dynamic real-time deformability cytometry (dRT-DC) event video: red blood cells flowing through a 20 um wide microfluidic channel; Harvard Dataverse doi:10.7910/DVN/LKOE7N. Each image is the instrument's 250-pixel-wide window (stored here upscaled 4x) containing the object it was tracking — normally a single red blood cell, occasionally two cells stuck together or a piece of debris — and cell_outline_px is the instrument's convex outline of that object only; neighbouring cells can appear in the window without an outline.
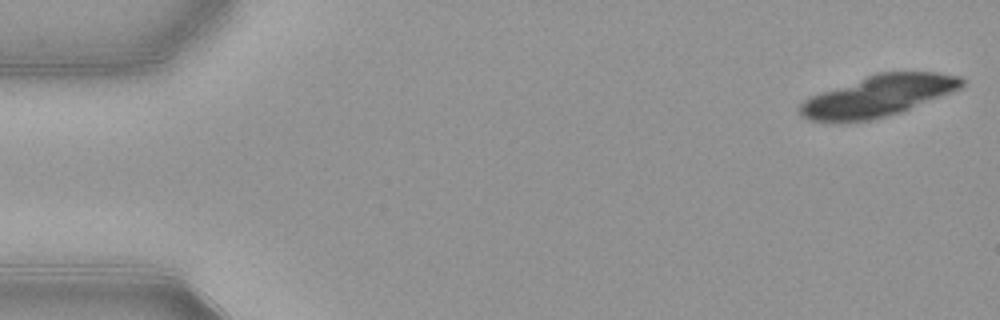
{"species": "common noctule bat (a hibernating species)", "species_latin": "Nyctalus noctula", "temperature_condition": "warm", "stored_images_in_passage": 18, "camera_frame_rate_fps": 3000, "um_per_image_px": 0.085, "animal": {"sex": "female", "body_mass_g": 21.9}, "frame": {"image": 1, "passage_image": 1, "time_ms": 0.0, "image_size_px": [1000, 320], "cell_outline_px": [[964, 84], [960, 88], [900, 112], [872, 120], [840, 124], [836, 124], [808, 120], [800, 116], [800, 104], [804, 100], [812, 96], [876, 72], [936, 72], [960, 76], [964, 80]], "centroid_in_image_um": [74.59, 8.19], "position_along_channel_um": 10.4, "area_um2": 38.84}}